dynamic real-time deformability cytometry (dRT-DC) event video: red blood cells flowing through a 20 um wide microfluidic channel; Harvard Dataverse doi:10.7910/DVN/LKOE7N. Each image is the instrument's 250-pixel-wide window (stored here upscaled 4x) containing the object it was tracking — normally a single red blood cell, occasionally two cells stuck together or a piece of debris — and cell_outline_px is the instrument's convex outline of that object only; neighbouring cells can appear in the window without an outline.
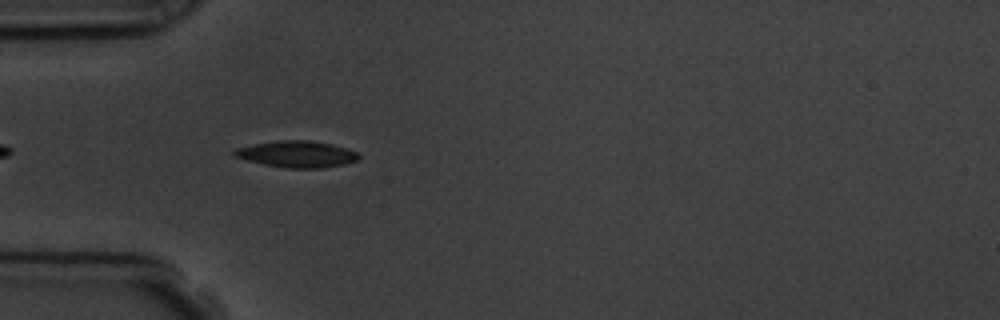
{"species": "common noctule bat (a hibernating species)", "species_latin": "Nyctalus noctula", "temperature_condition": "room temperature", "stored_images_in_passage": 5, "camera_frame_rate_fps": 3000, "um_per_image_px": 0.085, "animal": {"sex": "male", "body_mass_g": 19.5, "forearm_length_mm": 54.6}, "frame": {"image": 1, "passage_image": 4, "time_ms": 3.333, "image_size_px": [1000, 320], "cell_outline_px": [[360, 156], [356, 160], [344, 164], [324, 168], [284, 168], [264, 164], [248, 160], [236, 156], [232, 152], [236, 148], [276, 140], [308, 140], [332, 144], [348, 148], [356, 152]], "centroid_in_image_um": [25.26, 13.1], "position_along_channel_um": 59.7, "area_um2": 19.07}}